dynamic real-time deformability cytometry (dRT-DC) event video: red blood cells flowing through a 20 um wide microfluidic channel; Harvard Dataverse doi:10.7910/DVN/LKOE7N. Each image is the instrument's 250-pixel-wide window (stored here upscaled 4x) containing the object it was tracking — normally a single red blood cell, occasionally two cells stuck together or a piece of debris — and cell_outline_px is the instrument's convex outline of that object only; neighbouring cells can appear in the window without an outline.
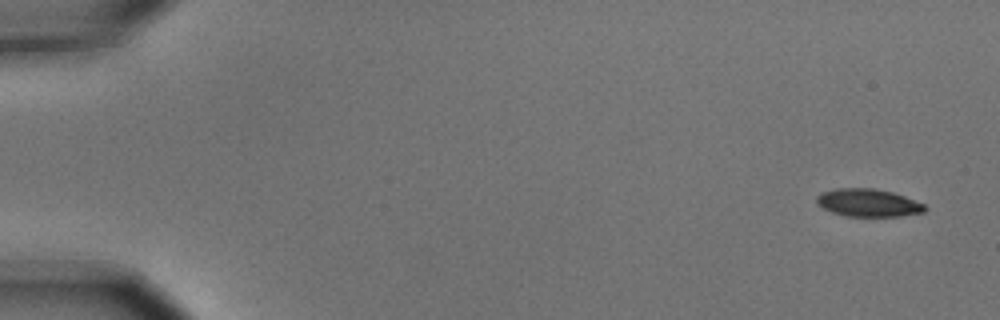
{"species": "common noctule bat (a hibernating species)", "species_latin": "Nyctalus noctula", "temperature_condition": "cold", "stored_images_in_passage": 5, "camera_frame_rate_fps": 3000, "um_per_image_px": 0.085, "animal": {"sex": "male", "body_mass_g": 15.6}, "frame": {"image": 1, "passage_image": 1, "time_ms": 0.0, "image_size_px": [1000, 320], "cell_outline_px": [[928, 208], [924, 212], [900, 216], [844, 216], [832, 212], [816, 204], [816, 196], [820, 192], [836, 188], [872, 188], [892, 192], [904, 196], [924, 204]], "centroid_in_image_um": [73.77, 17.23], "position_along_channel_um": 11.2, "area_um2": 17.57}}
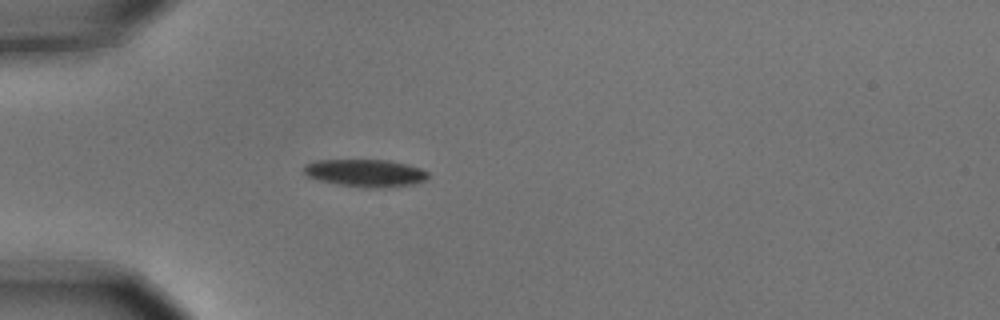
{"frame": {"image": 2, "passage_image": 5, "time_ms": 1.333, "image_size_px": [1000, 320], "cell_outline_px": [[428, 176], [424, 180], [412, 184], [368, 188], [364, 188], [340, 184], [320, 180], [308, 176], [304, 172], [304, 164], [312, 160], [388, 160], [420, 168], [428, 172]], "centroid_in_image_um": [31.01, 14.69], "position_along_channel_um": 54.0, "area_um2": 19.54}}